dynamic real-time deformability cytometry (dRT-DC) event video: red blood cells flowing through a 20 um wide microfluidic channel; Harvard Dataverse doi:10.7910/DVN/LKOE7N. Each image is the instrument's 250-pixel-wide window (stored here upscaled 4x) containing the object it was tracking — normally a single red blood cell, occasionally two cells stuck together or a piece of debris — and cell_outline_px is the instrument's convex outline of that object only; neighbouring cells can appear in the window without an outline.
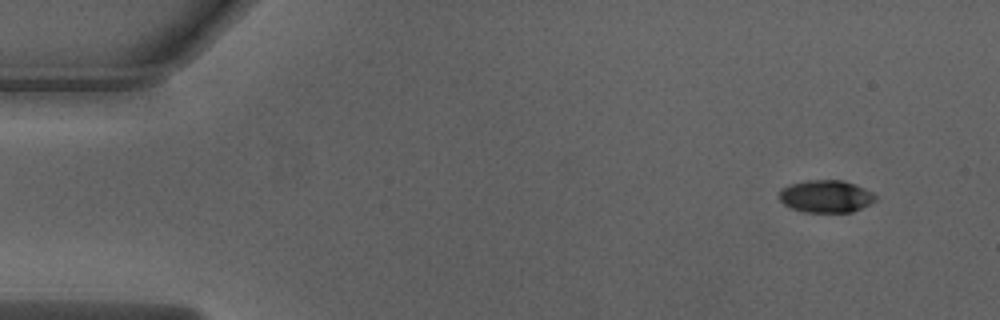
{"species": "Egyptian fruit bat (a non-hibernating species)", "species_latin": "Rousettus aegyptiacus", "temperature_condition": "warm", "stored_images_in_passage": 48, "camera_frame_rate_fps": 3000, "um_per_image_px": 0.085, "animal": {"sex": "male"}, "frame": {"image": 1, "passage_image": 1, "time_ms": 0.0, "image_size_px": [1000, 320], "cell_outline_px": [[876, 200], [852, 212], [804, 212], [792, 208], [784, 204], [776, 196], [780, 188], [788, 184], [808, 180], [844, 180], [856, 184], [872, 192], [876, 196]], "centroid_in_image_um": [70.15, 16.67], "position_along_channel_um": 14.8, "area_um2": 18.38}}
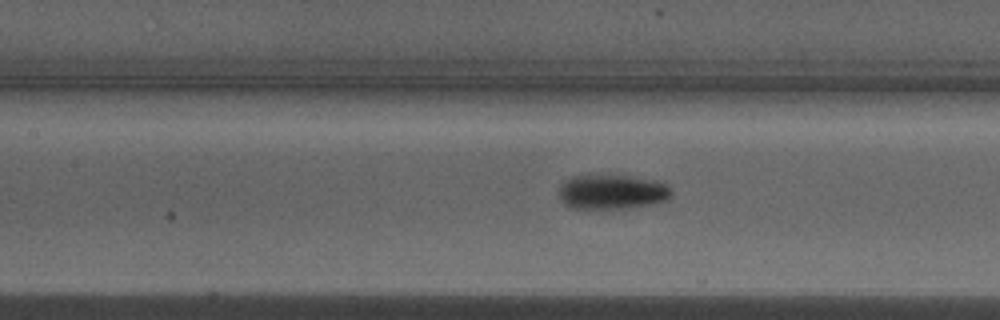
{"frame": {"image": 2, "passage_image": 20, "time_ms": 6.333, "image_size_px": [1000, 320], "cell_outline_px": [[672, 192], [668, 200], [656, 204], [628, 208], [572, 208], [564, 204], [560, 196], [560, 184], [564, 180], [572, 176], [632, 176], [656, 180], [664, 184]], "centroid_in_image_um": [52.04, 16.32], "position_along_channel_um": 155.4, "area_um2": 22.6}}
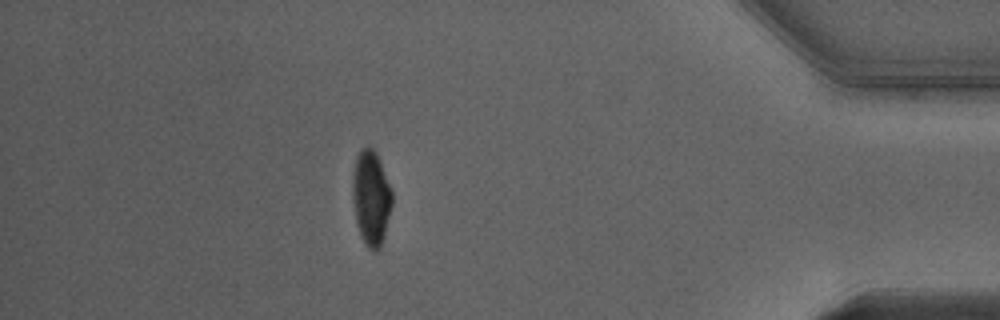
{"frame": {"image": 3, "passage_image": 42, "time_ms": 13.667, "image_size_px": [1000, 320], "cell_outline_px": [[392, 204], [384, 236], [380, 248], [376, 252], [368, 248], [364, 244], [360, 236], [356, 224], [352, 196], [352, 172], [356, 156], [360, 148], [368, 144], [376, 152], [392, 192]], "centroid_in_image_um": [31.51, 16.81], "position_along_channel_um": 403.7, "area_um2": 22.14}, "authors_computed_cell_mechanics": {"area_um2": 21.2704, "velocity_mm_per_s": 4.0239, "shape_relaxation_time_tau1_ms": 2.8391, "shape_relaxation_time_tau2_ms": 1.5908, "deformation_change_tau1": 0.179, "deformation_change_tau2": 0.0574}}